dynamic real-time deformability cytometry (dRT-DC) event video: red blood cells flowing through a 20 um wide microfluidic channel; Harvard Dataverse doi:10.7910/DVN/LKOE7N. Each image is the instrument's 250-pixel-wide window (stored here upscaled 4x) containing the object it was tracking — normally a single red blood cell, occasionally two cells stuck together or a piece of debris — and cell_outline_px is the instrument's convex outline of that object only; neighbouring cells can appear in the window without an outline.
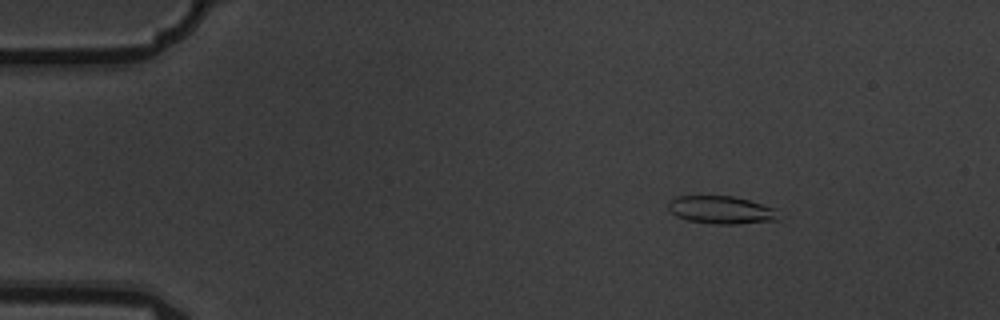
{"species": "common noctule bat (a hibernating species)", "species_latin": "Nyctalus noctula", "temperature_condition": "warm", "stored_images_in_passage": 4, "camera_frame_rate_fps": 3000, "um_per_image_px": 0.085, "animal": {"sex": "male", "body_mass_g": 19.5, "forearm_length_mm": 54.6}, "frame": {"image": 1, "passage_image": 2, "time_ms": 0.333, "image_size_px": [1000, 320], "cell_outline_px": [[780, 220], [736, 224], [716, 224], [688, 220], [676, 216], [668, 208], [668, 200], [676, 196], [732, 196], [748, 200], [776, 208]], "centroid_in_image_um": [61.31, 17.84], "position_along_channel_um": 23.7, "area_um2": 17.92}}